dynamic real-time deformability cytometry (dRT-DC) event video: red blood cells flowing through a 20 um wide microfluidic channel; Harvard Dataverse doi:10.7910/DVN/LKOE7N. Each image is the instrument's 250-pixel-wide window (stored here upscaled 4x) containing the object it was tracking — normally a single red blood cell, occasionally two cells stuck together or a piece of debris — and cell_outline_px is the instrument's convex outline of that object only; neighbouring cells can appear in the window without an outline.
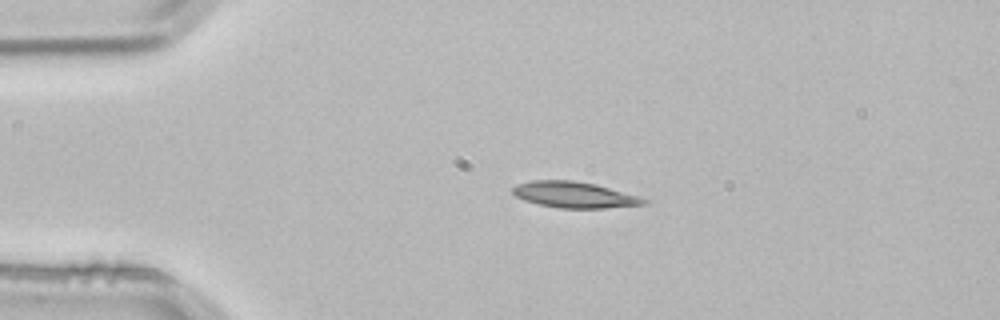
{"species": "common noctule bat (a hibernating species)", "species_latin": "Nyctalus noctula", "temperature_condition": "room temperature", "stored_images_in_passage": 3, "camera_frame_rate_fps": 3000, "um_per_image_px": 0.085, "animal": {"sex": "male", "body_mass_g": 21.5, "forearm_length_mm": 52.0}, "frame": {"image": 1, "passage_image": 2, "time_ms": 0.333, "image_size_px": [1000, 320], "cell_outline_px": [[648, 204], [604, 208], [560, 208], [540, 204], [524, 200], [516, 196], [512, 192], [512, 188], [516, 184], [532, 180], [572, 180], [596, 184], [640, 196], [648, 200]], "centroid_in_image_um": [48.84, 16.55], "position_along_channel_um": 36.2, "area_um2": 19.94}}